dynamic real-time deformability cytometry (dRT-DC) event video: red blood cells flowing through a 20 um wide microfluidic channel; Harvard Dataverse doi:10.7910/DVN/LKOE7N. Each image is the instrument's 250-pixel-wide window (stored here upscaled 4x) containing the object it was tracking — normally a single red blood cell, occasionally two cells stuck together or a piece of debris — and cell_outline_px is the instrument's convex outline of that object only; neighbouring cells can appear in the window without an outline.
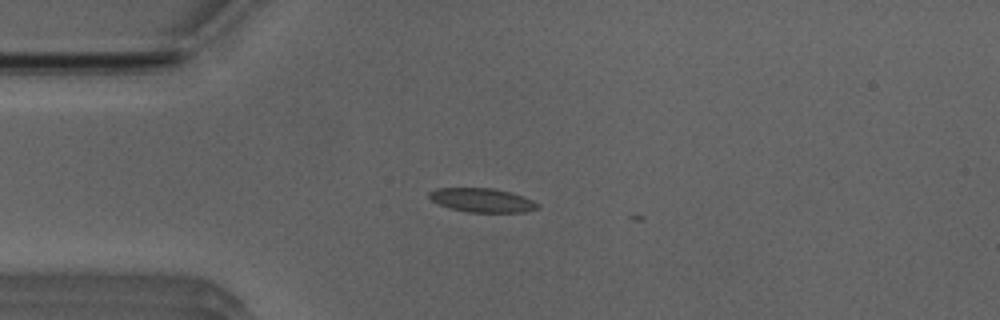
{"species": "Egyptian fruit bat (a non-hibernating species)", "species_latin": "Rousettus aegyptiacus", "temperature_condition": "room temperature", "stored_images_in_passage": 2, "camera_frame_rate_fps": 3000, "um_per_image_px": 0.085, "animal": {"sex": "male"}, "frame": {"image": 1, "passage_image": 1, "time_ms": 0.0, "image_size_px": [1000, 320], "cell_outline_px": [[540, 208], [528, 212], [468, 212], [448, 208], [432, 200], [428, 196], [428, 192], [436, 188], [492, 188], [524, 196], [540, 204]], "centroid_in_image_um": [41.0, 17.02], "position_along_channel_um": 44.0, "area_um2": 15.2}}